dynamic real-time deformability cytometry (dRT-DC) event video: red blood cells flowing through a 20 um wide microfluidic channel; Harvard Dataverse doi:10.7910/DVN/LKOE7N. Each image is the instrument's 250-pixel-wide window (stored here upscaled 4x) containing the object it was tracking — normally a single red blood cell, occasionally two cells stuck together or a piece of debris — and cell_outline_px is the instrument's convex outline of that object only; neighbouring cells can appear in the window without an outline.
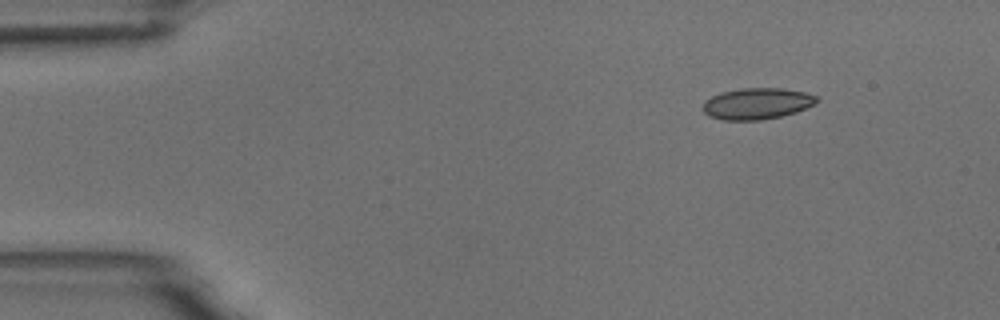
{"species": "common noctule bat (a hibernating species)", "species_latin": "Nyctalus noctula", "temperature_condition": "room temperature", "stored_images_in_passage": 10, "camera_frame_rate_fps": 3000, "um_per_image_px": 0.085, "animal": {"sex": "male", "body_mass_g": 18.8}, "frame": {"image": 1, "passage_image": 2, "time_ms": 2.0, "image_size_px": [1000, 320], "cell_outline_px": [[820, 100], [816, 104], [796, 112], [780, 116], [760, 120], [724, 120], [708, 116], [700, 108], [704, 100], [720, 92], [744, 88], [780, 88], [804, 92], [820, 96]], "centroid_in_image_um": [64.34, 8.8], "position_along_channel_um": 20.7, "area_um2": 21.04}}
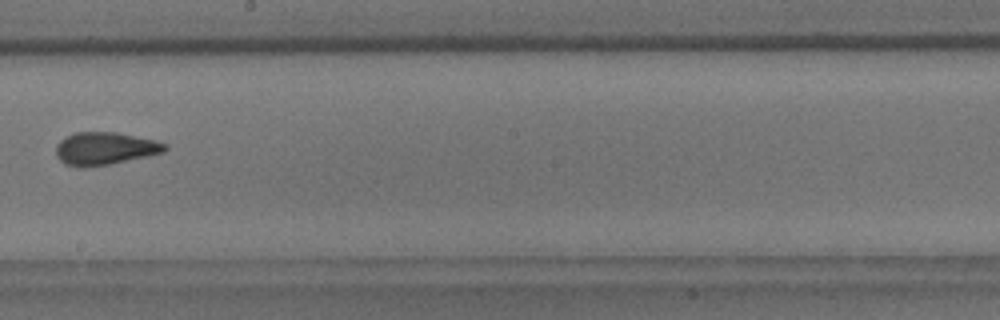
{"frame": {"image": 2, "passage_image": 9, "time_ms": 10.0, "image_size_px": [1000, 320], "cell_outline_px": [[168, 148], [164, 152], [148, 156], [108, 164], [84, 168], [80, 168], [64, 164], [56, 156], [56, 144], [60, 140], [76, 132], [116, 132], [156, 140], [168, 144]], "centroid_in_image_um": [8.92, 12.63], "position_along_channel_um": 239.3, "area_um2": 20.87}}
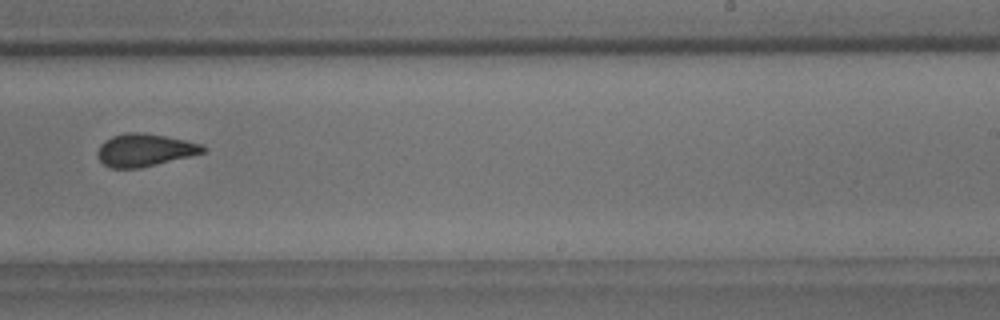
{"frame": {"image": 3, "passage_image": 10, "time_ms": 11.0, "image_size_px": [1000, 320], "cell_outline_px": [[208, 148], [204, 152], [140, 168], [112, 168], [104, 164], [96, 156], [96, 152], [100, 144], [104, 140], [112, 136], [128, 132], [140, 132], [164, 136], [184, 140], [200, 144]], "centroid_in_image_um": [12.24, 12.75], "position_along_channel_um": 276.8, "area_um2": 19.83}}